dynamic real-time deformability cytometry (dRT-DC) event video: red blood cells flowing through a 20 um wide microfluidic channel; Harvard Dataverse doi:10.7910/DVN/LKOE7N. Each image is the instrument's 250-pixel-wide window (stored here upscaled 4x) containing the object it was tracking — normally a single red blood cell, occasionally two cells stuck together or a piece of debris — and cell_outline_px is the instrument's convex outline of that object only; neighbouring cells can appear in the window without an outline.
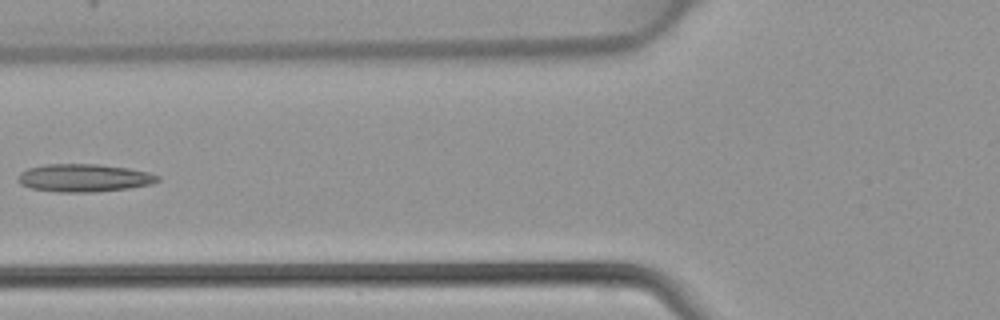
{"species": "common noctule bat (a hibernating species)", "species_latin": "Nyctalus noctula", "temperature_condition": "warm", "stored_images_in_passage": 5, "camera_frame_rate_fps": 3000, "um_per_image_px": 0.085, "animal": {"sex": "female", "body_mass_g": 22.7, "forearm_length_mm": 54.2}, "frame": {"image": 1, "passage_image": 5, "time_ms": 1.333, "image_size_px": [1000, 320], "cell_outline_px": [[160, 180], [152, 184], [128, 188], [92, 192], [56, 192], [32, 188], [20, 184], [16, 180], [16, 176], [20, 172], [28, 168], [44, 164], [100, 164], [128, 168], [148, 172], [160, 176]], "centroid_in_image_um": [7.11, 15.11], "position_along_channel_um": 118.7, "area_um2": 22.83}}